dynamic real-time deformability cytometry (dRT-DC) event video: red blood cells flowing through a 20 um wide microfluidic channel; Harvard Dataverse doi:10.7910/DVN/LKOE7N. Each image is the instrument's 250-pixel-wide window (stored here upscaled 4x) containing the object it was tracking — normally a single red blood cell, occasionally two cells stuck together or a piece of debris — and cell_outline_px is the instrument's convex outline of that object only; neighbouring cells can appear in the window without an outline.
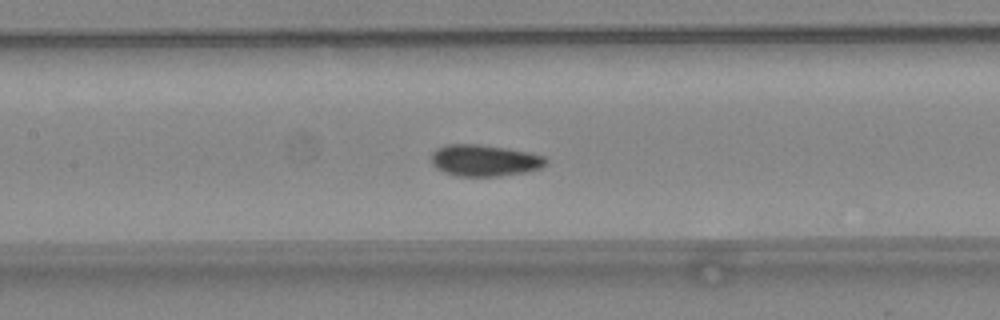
{"species": "common noctule bat (a hibernating species)", "species_latin": "Nyctalus noctula", "temperature_condition": "warm", "stored_images_in_passage": 33, "segment_of_instrument_passage": [1, 2], "camera_frame_rate_fps": 3000, "um_per_image_px": 0.085, "animal": {"sex": "female", "body_mass_g": 24.6, "forearm_length_mm": 56.2}, "frame": {"image": 1, "passage_image": 10, "time_ms": 3.0, "image_size_px": [1000, 320], "cell_outline_px": [[548, 160], [540, 168], [524, 172], [500, 176], [456, 176], [444, 172], [436, 168], [432, 164], [432, 152], [436, 148], [444, 144], [480, 144], [528, 152], [544, 156]], "centroid_in_image_um": [41.14, 13.63], "position_along_channel_um": 166.3, "area_um2": 21.04}}
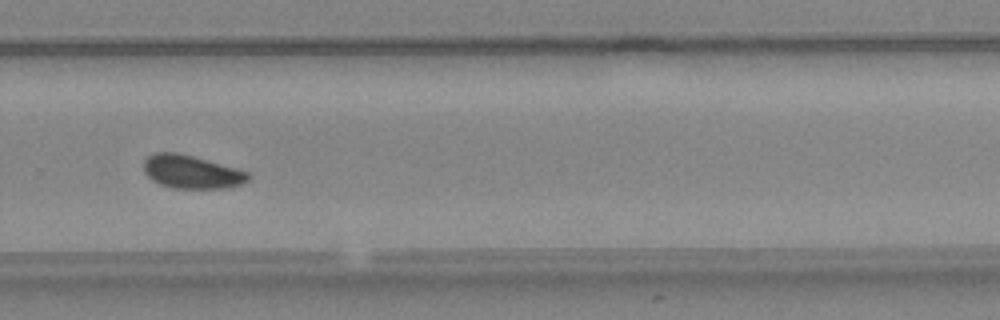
{"frame": {"image": 2, "passage_image": 20, "time_ms": 6.333, "image_size_px": [1000, 320], "cell_outline_px": [[252, 176], [248, 180], [240, 184], [224, 188], [172, 188], [160, 184], [152, 180], [144, 172], [144, 160], [148, 156], [156, 152], [176, 152], [192, 156], [236, 168], [248, 172]], "centroid_in_image_um": [16.26, 14.61], "position_along_channel_um": 313.5, "area_um2": 20.11}}
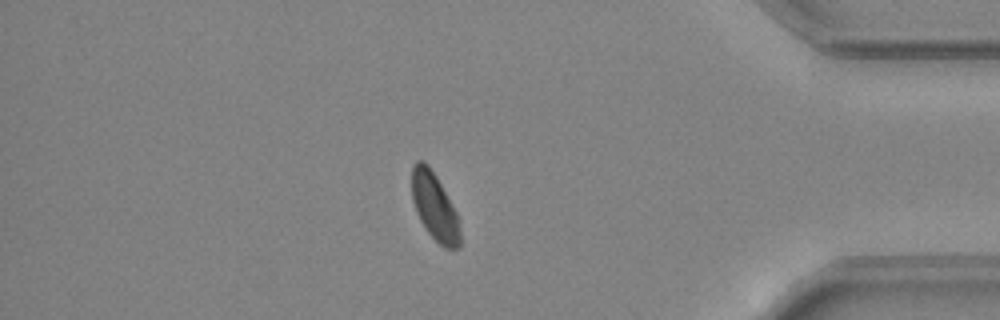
{"frame": {"image": 3, "passage_image": 28, "time_ms": 9.0, "image_size_px": [1000, 320], "cell_outline_px": [[460, 248], [444, 248], [428, 232], [420, 220], [416, 212], [412, 200], [412, 164], [416, 160], [424, 160], [428, 164], [436, 176], [456, 212], [460, 232]], "centroid_in_image_um": [36.92, 17.54], "position_along_channel_um": 398.3, "area_um2": 18.79}}